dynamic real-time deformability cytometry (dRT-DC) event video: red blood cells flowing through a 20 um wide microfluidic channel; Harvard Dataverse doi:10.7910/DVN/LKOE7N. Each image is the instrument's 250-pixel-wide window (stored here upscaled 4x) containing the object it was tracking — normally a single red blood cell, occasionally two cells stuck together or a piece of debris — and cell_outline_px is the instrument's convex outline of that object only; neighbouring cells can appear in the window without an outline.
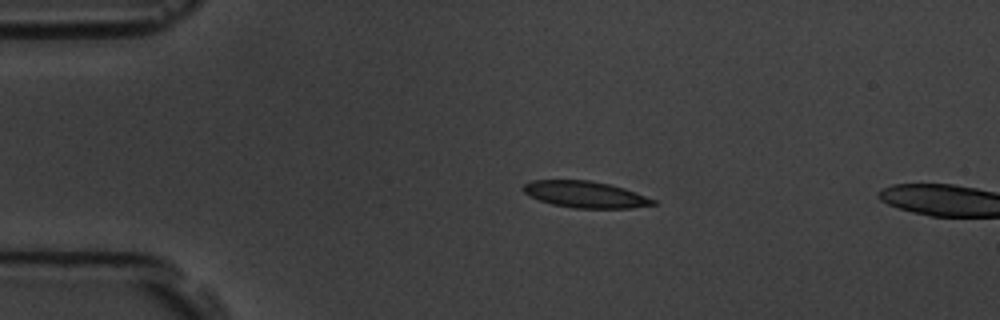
{"species": "common noctule bat (a hibernating species)", "species_latin": "Nyctalus noctula", "temperature_condition": "room temperature", "stored_images_in_passage": 2, "camera_frame_rate_fps": 3000, "um_per_image_px": 0.085, "animal": {"sex": "male", "body_mass_g": 19.5, "forearm_length_mm": 54.6}, "frame": {"image": 1, "passage_image": 1, "time_ms": 0.0, "image_size_px": [1000, 320], "cell_outline_px": [[660, 204], [632, 208], [572, 208], [552, 204], [540, 200], [524, 192], [520, 188], [524, 184], [532, 180], [588, 180], [608, 184], [624, 188], [656, 200]], "centroid_in_image_um": [49.77, 16.53], "position_along_channel_um": 35.2, "area_um2": 20.06}}